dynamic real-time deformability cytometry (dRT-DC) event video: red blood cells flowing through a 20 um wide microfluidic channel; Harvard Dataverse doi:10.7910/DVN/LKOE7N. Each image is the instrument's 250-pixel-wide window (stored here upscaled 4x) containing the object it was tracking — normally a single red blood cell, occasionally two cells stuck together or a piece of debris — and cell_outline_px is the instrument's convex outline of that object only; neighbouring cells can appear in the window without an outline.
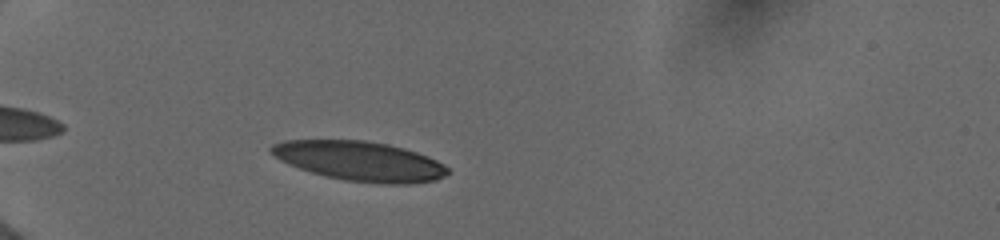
{"species": "human", "species_latin": "Homo sapiens", "temperature_condition": "cold", "stored_images_in_passage": 22, "camera_frame_rate_fps": 3000, "um_per_image_px": 0.085, "donor": {"sex": "female"}, "frame": {"image": 1, "passage_image": 4, "time_ms": 1.0, "image_size_px": [1000, 240], "cell_outline_px": [[448, 172], [444, 176], [436, 180], [408, 184], [380, 184], [344, 180], [324, 176], [288, 164], [280, 160], [268, 148], [272, 144], [284, 140], [364, 140], [388, 144], [404, 148], [428, 156], [444, 164], [448, 168]], "centroid_in_image_um": [30.59, 13.69], "position_along_channel_um": 54.4, "area_um2": 40.75}}
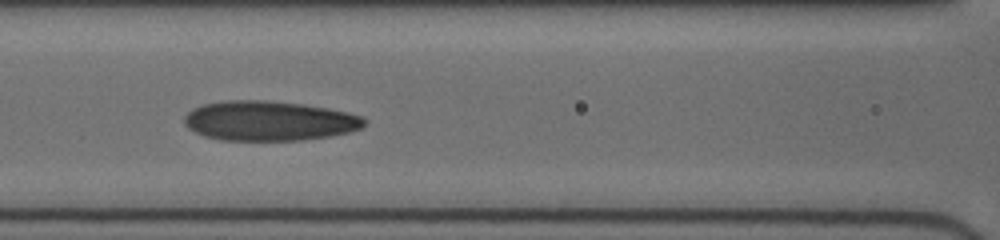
{"frame": {"image": 2, "passage_image": 12, "time_ms": 4.0, "image_size_px": [1000, 240], "cell_outline_px": [[368, 120], [360, 128], [348, 132], [328, 136], [300, 140], [220, 140], [204, 136], [188, 128], [184, 124], [184, 116], [188, 112], [204, 104], [228, 100], [264, 100], [300, 104], [324, 108], [344, 112], [360, 116]], "centroid_in_image_um": [22.83, 10.28], "position_along_channel_um": 143.8, "area_um2": 41.21}}
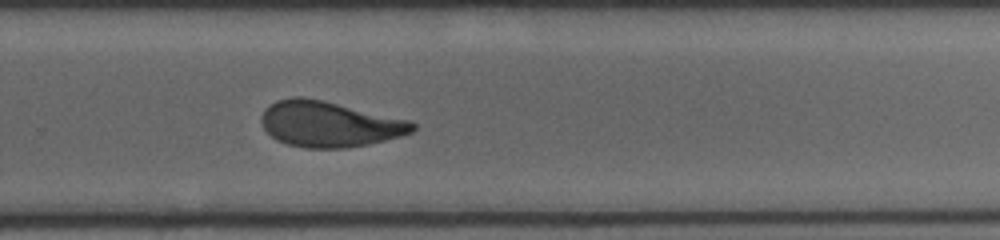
{"frame": {"image": 3, "passage_image": 22, "time_ms": 8.0, "image_size_px": [1000, 240], "cell_outline_px": [[416, 128], [412, 132], [400, 136], [368, 144], [344, 148], [304, 148], [288, 144], [276, 140], [264, 128], [260, 120], [260, 116], [264, 108], [268, 104], [276, 100], [296, 96], [300, 96], [324, 100], [408, 120], [416, 124]], "centroid_in_image_um": [27.94, 10.54], "position_along_channel_um": 301.9, "area_um2": 40.29}}